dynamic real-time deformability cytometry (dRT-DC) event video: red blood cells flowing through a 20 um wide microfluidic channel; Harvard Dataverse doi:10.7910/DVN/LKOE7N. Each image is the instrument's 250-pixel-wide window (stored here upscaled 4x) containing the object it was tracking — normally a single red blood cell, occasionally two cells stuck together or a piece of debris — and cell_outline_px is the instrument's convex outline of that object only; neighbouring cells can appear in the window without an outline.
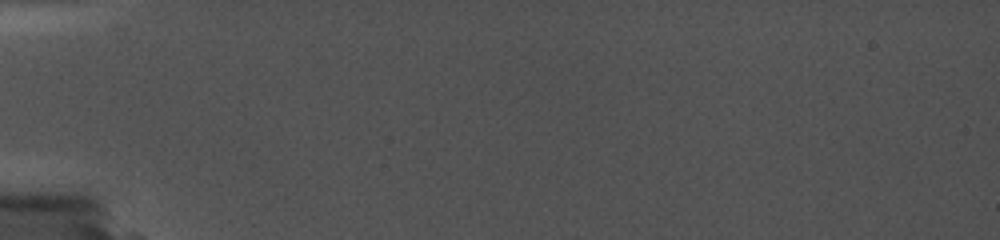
{"species": "common noctule bat (a hibernating species)", "species_latin": "Nyctalus noctula", "temperature_condition": "cold", "stored_images_in_passage": 3, "camera_frame_rate_fps": 5000, "um_per_image_px": 0.085, "animal": {"sex": "female", "body_mass_g": 19.0, "forearm_length_mm": 56.7}, "frame": {"image": 1, "passage_image": 2, "time_ms": 0.2, "image_size_px": [1000, 240], "cell_outline_px": [[684, 136], [644, 140], [572, 140], [548, 136], [540, 132], [544, 128], [628, 128], [676, 132]], "centroid_in_image_um": [51.65, 11.38], "position_along_channel_um": 33.3, "area_um2": 10.12}}